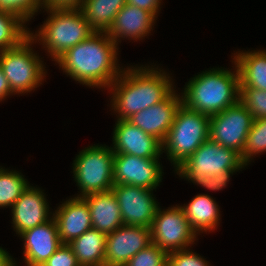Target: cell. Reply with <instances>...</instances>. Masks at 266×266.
<instances>
[{
    "label": "cell",
    "instance_id": "6da1fadb",
    "mask_svg": "<svg viewBox=\"0 0 266 266\" xmlns=\"http://www.w3.org/2000/svg\"><path fill=\"white\" fill-rule=\"evenodd\" d=\"M118 49L107 32H94L68 49L56 62L67 76L80 84L108 88L123 70L118 64Z\"/></svg>",
    "mask_w": 266,
    "mask_h": 266
},
{
    "label": "cell",
    "instance_id": "7a4b0ae2",
    "mask_svg": "<svg viewBox=\"0 0 266 266\" xmlns=\"http://www.w3.org/2000/svg\"><path fill=\"white\" fill-rule=\"evenodd\" d=\"M171 79L169 74L158 69V66H133L126 70L124 68L108 87L112 93V110L118 114L117 120H127L134 113L164 100L175 90Z\"/></svg>",
    "mask_w": 266,
    "mask_h": 266
},
{
    "label": "cell",
    "instance_id": "3957f363",
    "mask_svg": "<svg viewBox=\"0 0 266 266\" xmlns=\"http://www.w3.org/2000/svg\"><path fill=\"white\" fill-rule=\"evenodd\" d=\"M213 68L195 75L185 84L182 104L190 110L212 116L236 104L240 96L239 72Z\"/></svg>",
    "mask_w": 266,
    "mask_h": 266
},
{
    "label": "cell",
    "instance_id": "277c9868",
    "mask_svg": "<svg viewBox=\"0 0 266 266\" xmlns=\"http://www.w3.org/2000/svg\"><path fill=\"white\" fill-rule=\"evenodd\" d=\"M49 17L35 34L29 36L42 44L49 56L56 61L68 49L86 40L94 31L79 8H43ZM37 33V34H36ZM42 42V43H41Z\"/></svg>",
    "mask_w": 266,
    "mask_h": 266
},
{
    "label": "cell",
    "instance_id": "5b68a950",
    "mask_svg": "<svg viewBox=\"0 0 266 266\" xmlns=\"http://www.w3.org/2000/svg\"><path fill=\"white\" fill-rule=\"evenodd\" d=\"M209 134L210 116L181 104L162 142V152L166 151L167 158L176 169L209 139Z\"/></svg>",
    "mask_w": 266,
    "mask_h": 266
},
{
    "label": "cell",
    "instance_id": "8992f818",
    "mask_svg": "<svg viewBox=\"0 0 266 266\" xmlns=\"http://www.w3.org/2000/svg\"><path fill=\"white\" fill-rule=\"evenodd\" d=\"M33 43L28 36L16 47L0 51V66L14 95L30 93L46 77L43 61L31 48Z\"/></svg>",
    "mask_w": 266,
    "mask_h": 266
},
{
    "label": "cell",
    "instance_id": "52a82bcc",
    "mask_svg": "<svg viewBox=\"0 0 266 266\" xmlns=\"http://www.w3.org/2000/svg\"><path fill=\"white\" fill-rule=\"evenodd\" d=\"M114 155L112 147L98 144L80 151L72 167L73 178L81 192L76 197L112 189L114 186Z\"/></svg>",
    "mask_w": 266,
    "mask_h": 266
},
{
    "label": "cell",
    "instance_id": "ba28073f",
    "mask_svg": "<svg viewBox=\"0 0 266 266\" xmlns=\"http://www.w3.org/2000/svg\"><path fill=\"white\" fill-rule=\"evenodd\" d=\"M242 168H245V165L238 152L223 147L209 138L175 171L179 177L185 178L195 185L203 177Z\"/></svg>",
    "mask_w": 266,
    "mask_h": 266
},
{
    "label": "cell",
    "instance_id": "9c48e42d",
    "mask_svg": "<svg viewBox=\"0 0 266 266\" xmlns=\"http://www.w3.org/2000/svg\"><path fill=\"white\" fill-rule=\"evenodd\" d=\"M152 243L167 253L189 249L197 240V234L191 229L185 213L180 206L157 209L150 227Z\"/></svg>",
    "mask_w": 266,
    "mask_h": 266
},
{
    "label": "cell",
    "instance_id": "30bf717a",
    "mask_svg": "<svg viewBox=\"0 0 266 266\" xmlns=\"http://www.w3.org/2000/svg\"><path fill=\"white\" fill-rule=\"evenodd\" d=\"M252 123V115L239 100L222 112L210 116L209 138L241 155Z\"/></svg>",
    "mask_w": 266,
    "mask_h": 266
},
{
    "label": "cell",
    "instance_id": "8fae6325",
    "mask_svg": "<svg viewBox=\"0 0 266 266\" xmlns=\"http://www.w3.org/2000/svg\"><path fill=\"white\" fill-rule=\"evenodd\" d=\"M111 190L120 207L124 225L151 227L159 207L153 195L155 189L114 185Z\"/></svg>",
    "mask_w": 266,
    "mask_h": 266
},
{
    "label": "cell",
    "instance_id": "7c38bea8",
    "mask_svg": "<svg viewBox=\"0 0 266 266\" xmlns=\"http://www.w3.org/2000/svg\"><path fill=\"white\" fill-rule=\"evenodd\" d=\"M163 166L159 158H142L130 154H115L114 185H131L156 189L162 182Z\"/></svg>",
    "mask_w": 266,
    "mask_h": 266
},
{
    "label": "cell",
    "instance_id": "4fadbf2b",
    "mask_svg": "<svg viewBox=\"0 0 266 266\" xmlns=\"http://www.w3.org/2000/svg\"><path fill=\"white\" fill-rule=\"evenodd\" d=\"M152 244L150 228L123 225L107 234L105 266H124L140 250Z\"/></svg>",
    "mask_w": 266,
    "mask_h": 266
},
{
    "label": "cell",
    "instance_id": "5bb4252c",
    "mask_svg": "<svg viewBox=\"0 0 266 266\" xmlns=\"http://www.w3.org/2000/svg\"><path fill=\"white\" fill-rule=\"evenodd\" d=\"M112 139V150L115 154H130L142 158H159L162 154V143L128 120H117Z\"/></svg>",
    "mask_w": 266,
    "mask_h": 266
},
{
    "label": "cell",
    "instance_id": "9a60e30c",
    "mask_svg": "<svg viewBox=\"0 0 266 266\" xmlns=\"http://www.w3.org/2000/svg\"><path fill=\"white\" fill-rule=\"evenodd\" d=\"M181 104V96L173 90L161 102L134 113L127 120L162 143L174 122L175 114Z\"/></svg>",
    "mask_w": 266,
    "mask_h": 266
},
{
    "label": "cell",
    "instance_id": "2e32d148",
    "mask_svg": "<svg viewBox=\"0 0 266 266\" xmlns=\"http://www.w3.org/2000/svg\"><path fill=\"white\" fill-rule=\"evenodd\" d=\"M40 188L31 185L22 193L12 205V224L18 236L24 231L41 225L51 219L52 212ZM50 213V214H49Z\"/></svg>",
    "mask_w": 266,
    "mask_h": 266
},
{
    "label": "cell",
    "instance_id": "e0dca14e",
    "mask_svg": "<svg viewBox=\"0 0 266 266\" xmlns=\"http://www.w3.org/2000/svg\"><path fill=\"white\" fill-rule=\"evenodd\" d=\"M20 237L24 239L23 255L27 266L43 265L62 245L53 217L41 225L24 231Z\"/></svg>",
    "mask_w": 266,
    "mask_h": 266
},
{
    "label": "cell",
    "instance_id": "ac0fdd59",
    "mask_svg": "<svg viewBox=\"0 0 266 266\" xmlns=\"http://www.w3.org/2000/svg\"><path fill=\"white\" fill-rule=\"evenodd\" d=\"M62 244H69L87 230L93 228L90 211L83 197L69 198L53 213Z\"/></svg>",
    "mask_w": 266,
    "mask_h": 266
},
{
    "label": "cell",
    "instance_id": "d6986e66",
    "mask_svg": "<svg viewBox=\"0 0 266 266\" xmlns=\"http://www.w3.org/2000/svg\"><path fill=\"white\" fill-rule=\"evenodd\" d=\"M156 18L148 11L134 5L125 4L115 16L107 35L117 45L121 38L130 40L144 39L153 30Z\"/></svg>",
    "mask_w": 266,
    "mask_h": 266
},
{
    "label": "cell",
    "instance_id": "ffe728a7",
    "mask_svg": "<svg viewBox=\"0 0 266 266\" xmlns=\"http://www.w3.org/2000/svg\"><path fill=\"white\" fill-rule=\"evenodd\" d=\"M88 205L92 227L106 235L123 226L121 210L112 190L83 197Z\"/></svg>",
    "mask_w": 266,
    "mask_h": 266
},
{
    "label": "cell",
    "instance_id": "44dd1931",
    "mask_svg": "<svg viewBox=\"0 0 266 266\" xmlns=\"http://www.w3.org/2000/svg\"><path fill=\"white\" fill-rule=\"evenodd\" d=\"M233 60L239 72L240 87L266 91V50L238 51Z\"/></svg>",
    "mask_w": 266,
    "mask_h": 266
},
{
    "label": "cell",
    "instance_id": "7402d4cb",
    "mask_svg": "<svg viewBox=\"0 0 266 266\" xmlns=\"http://www.w3.org/2000/svg\"><path fill=\"white\" fill-rule=\"evenodd\" d=\"M191 229L198 233L215 230L220 223V210L208 194L196 195L189 204L181 206Z\"/></svg>",
    "mask_w": 266,
    "mask_h": 266
},
{
    "label": "cell",
    "instance_id": "603a6c76",
    "mask_svg": "<svg viewBox=\"0 0 266 266\" xmlns=\"http://www.w3.org/2000/svg\"><path fill=\"white\" fill-rule=\"evenodd\" d=\"M106 238L105 233L91 228L68 245L80 266H105Z\"/></svg>",
    "mask_w": 266,
    "mask_h": 266
},
{
    "label": "cell",
    "instance_id": "cb8c5ba5",
    "mask_svg": "<svg viewBox=\"0 0 266 266\" xmlns=\"http://www.w3.org/2000/svg\"><path fill=\"white\" fill-rule=\"evenodd\" d=\"M126 0H83L80 10L94 32H108Z\"/></svg>",
    "mask_w": 266,
    "mask_h": 266
},
{
    "label": "cell",
    "instance_id": "d4e9b609",
    "mask_svg": "<svg viewBox=\"0 0 266 266\" xmlns=\"http://www.w3.org/2000/svg\"><path fill=\"white\" fill-rule=\"evenodd\" d=\"M25 23L19 15L0 10V51L16 47L29 36Z\"/></svg>",
    "mask_w": 266,
    "mask_h": 266
},
{
    "label": "cell",
    "instance_id": "484cf974",
    "mask_svg": "<svg viewBox=\"0 0 266 266\" xmlns=\"http://www.w3.org/2000/svg\"><path fill=\"white\" fill-rule=\"evenodd\" d=\"M29 185L18 171L0 167V208H11Z\"/></svg>",
    "mask_w": 266,
    "mask_h": 266
},
{
    "label": "cell",
    "instance_id": "4316f807",
    "mask_svg": "<svg viewBox=\"0 0 266 266\" xmlns=\"http://www.w3.org/2000/svg\"><path fill=\"white\" fill-rule=\"evenodd\" d=\"M263 152H266V118L253 119L245 147L240 155L241 160L245 166L249 165L254 156Z\"/></svg>",
    "mask_w": 266,
    "mask_h": 266
},
{
    "label": "cell",
    "instance_id": "83f0119b",
    "mask_svg": "<svg viewBox=\"0 0 266 266\" xmlns=\"http://www.w3.org/2000/svg\"><path fill=\"white\" fill-rule=\"evenodd\" d=\"M239 100L246 106L253 119L266 118V91L240 87Z\"/></svg>",
    "mask_w": 266,
    "mask_h": 266
},
{
    "label": "cell",
    "instance_id": "f1b7e54d",
    "mask_svg": "<svg viewBox=\"0 0 266 266\" xmlns=\"http://www.w3.org/2000/svg\"><path fill=\"white\" fill-rule=\"evenodd\" d=\"M168 253L155 244L140 250L124 266H167Z\"/></svg>",
    "mask_w": 266,
    "mask_h": 266
},
{
    "label": "cell",
    "instance_id": "f546056e",
    "mask_svg": "<svg viewBox=\"0 0 266 266\" xmlns=\"http://www.w3.org/2000/svg\"><path fill=\"white\" fill-rule=\"evenodd\" d=\"M207 262L190 249H183L168 253L167 266H209Z\"/></svg>",
    "mask_w": 266,
    "mask_h": 266
},
{
    "label": "cell",
    "instance_id": "4dcf8cb0",
    "mask_svg": "<svg viewBox=\"0 0 266 266\" xmlns=\"http://www.w3.org/2000/svg\"><path fill=\"white\" fill-rule=\"evenodd\" d=\"M41 266H80L76 255L68 244H62Z\"/></svg>",
    "mask_w": 266,
    "mask_h": 266
},
{
    "label": "cell",
    "instance_id": "1f68e13d",
    "mask_svg": "<svg viewBox=\"0 0 266 266\" xmlns=\"http://www.w3.org/2000/svg\"><path fill=\"white\" fill-rule=\"evenodd\" d=\"M236 171L239 170H227L216 175L206 176L195 184H199L212 191H219L227 186L226 184L229 182L231 174L233 175Z\"/></svg>",
    "mask_w": 266,
    "mask_h": 266
},
{
    "label": "cell",
    "instance_id": "d6a6232c",
    "mask_svg": "<svg viewBox=\"0 0 266 266\" xmlns=\"http://www.w3.org/2000/svg\"><path fill=\"white\" fill-rule=\"evenodd\" d=\"M162 0H126L129 5H134L140 9L150 12L155 18L159 13Z\"/></svg>",
    "mask_w": 266,
    "mask_h": 266
},
{
    "label": "cell",
    "instance_id": "836d02e7",
    "mask_svg": "<svg viewBox=\"0 0 266 266\" xmlns=\"http://www.w3.org/2000/svg\"><path fill=\"white\" fill-rule=\"evenodd\" d=\"M43 8H80L83 0H42Z\"/></svg>",
    "mask_w": 266,
    "mask_h": 266
},
{
    "label": "cell",
    "instance_id": "e575fe53",
    "mask_svg": "<svg viewBox=\"0 0 266 266\" xmlns=\"http://www.w3.org/2000/svg\"><path fill=\"white\" fill-rule=\"evenodd\" d=\"M12 95L7 78L4 75L3 69L0 66V101H3L7 96Z\"/></svg>",
    "mask_w": 266,
    "mask_h": 266
},
{
    "label": "cell",
    "instance_id": "d590c367",
    "mask_svg": "<svg viewBox=\"0 0 266 266\" xmlns=\"http://www.w3.org/2000/svg\"><path fill=\"white\" fill-rule=\"evenodd\" d=\"M13 259L5 249L0 247V266H16V261Z\"/></svg>",
    "mask_w": 266,
    "mask_h": 266
}]
</instances>
